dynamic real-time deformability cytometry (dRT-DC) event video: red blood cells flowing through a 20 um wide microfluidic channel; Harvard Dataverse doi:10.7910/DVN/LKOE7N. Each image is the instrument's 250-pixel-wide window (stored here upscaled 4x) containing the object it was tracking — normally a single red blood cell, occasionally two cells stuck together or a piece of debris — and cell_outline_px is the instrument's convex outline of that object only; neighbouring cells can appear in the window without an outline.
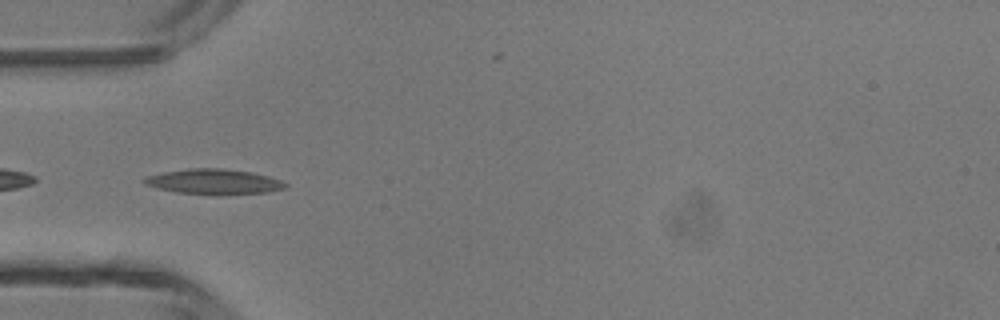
{"species": "common noctule bat (a hibernating species)", "species_latin": "Nyctalus noctula", "temperature_condition": "room temperature", "stored_images_in_passage": 38, "camera_frame_rate_fps": 3000, "um_per_image_px": 0.085, "animal": {"sex": "male", "body_mass_g": 13.3}, "frame": {"image": 1, "passage_image": 5, "time_ms": 1.333, "image_size_px": [1000, 320], "cell_outline_px": [[288, 188], [268, 192], [216, 196], [176, 192], [156, 188], [144, 184], [140, 180], [144, 176], [164, 172], [188, 168], [220, 168], [248, 172], [268, 176], [280, 180], [288, 184]], "centroid_in_image_um": [18.14, 15.46], "position_along_channel_um": 66.9, "area_um2": 21.15}}
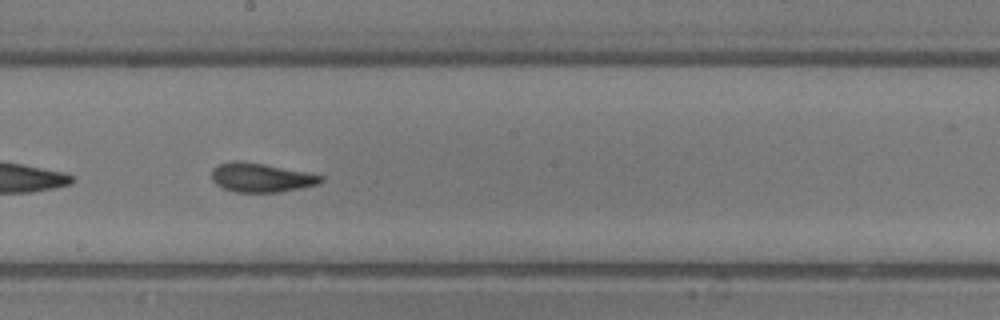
{"frame": {"image": 2, "passage_image": 16, "time_ms": 5.0, "image_size_px": [1000, 320], "cell_outline_px": [[324, 180], [316, 184], [300, 188], [280, 192], [236, 192], [224, 188], [216, 184], [212, 180], [212, 168], [216, 164], [232, 160], [240, 160], [264, 164], [324, 176]], "centroid_in_image_um": [22.13, 15.08], "position_along_channel_um": 226.1, "area_um2": 18.44}}
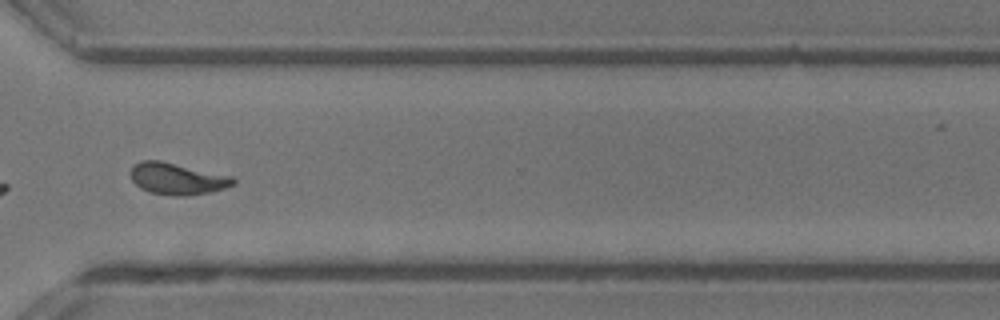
{"frame": {"image": 3, "passage_image": 25, "time_ms": 8.0, "image_size_px": [1000, 320], "cell_outline_px": [[236, 184], [224, 188], [208, 192], [184, 196], [176, 196], [152, 192], [140, 188], [132, 180], [128, 172], [140, 160], [160, 160], [232, 176], [236, 180]], "centroid_in_image_um": [15.05, 15.18], "position_along_channel_um": 355.5, "area_um2": 18.84}, "authors_computed_cell_mechanics": {"area_um2": 18.1492, "velocity_mm_per_s": 4.3287, "shape_relaxation_time_tau1_ms": 3.2616, "shape_relaxation_time_tau2_ms": 1.6328, "deformation_change_tau1": 0.1537, "deformation_change_tau2": 0.0952}}